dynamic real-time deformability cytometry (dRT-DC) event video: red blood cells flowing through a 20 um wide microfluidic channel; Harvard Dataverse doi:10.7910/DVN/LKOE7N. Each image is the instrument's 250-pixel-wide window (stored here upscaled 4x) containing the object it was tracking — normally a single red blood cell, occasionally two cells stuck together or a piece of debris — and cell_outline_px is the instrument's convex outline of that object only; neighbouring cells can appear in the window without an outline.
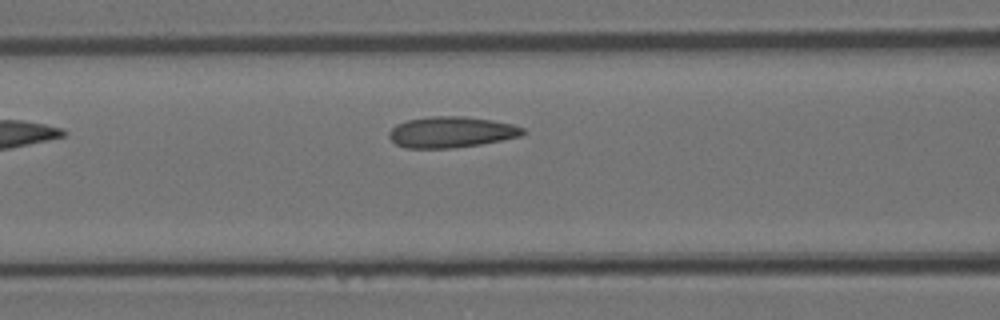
{"species": "Egyptian fruit bat (a non-hibernating species)", "species_latin": "Rousettus aegyptiacus", "temperature_condition": "room temperature", "stored_images_in_passage": 4, "camera_frame_rate_fps": 3000, "um_per_image_px": 0.085, "animal": {"sex": "female"}, "frame": {"image": 1, "passage_image": 4, "time_ms": 1.0, "image_size_px": [1000, 320], "cell_outline_px": [[524, 132], [520, 136], [480, 144], [452, 148], [408, 148], [396, 144], [388, 136], [388, 132], [396, 124], [408, 120], [432, 116], [460, 116], [492, 120], [512, 124], [524, 128]], "centroid_in_image_um": [38.33, 11.23], "position_along_channel_um": 128.3, "area_um2": 23.93}}